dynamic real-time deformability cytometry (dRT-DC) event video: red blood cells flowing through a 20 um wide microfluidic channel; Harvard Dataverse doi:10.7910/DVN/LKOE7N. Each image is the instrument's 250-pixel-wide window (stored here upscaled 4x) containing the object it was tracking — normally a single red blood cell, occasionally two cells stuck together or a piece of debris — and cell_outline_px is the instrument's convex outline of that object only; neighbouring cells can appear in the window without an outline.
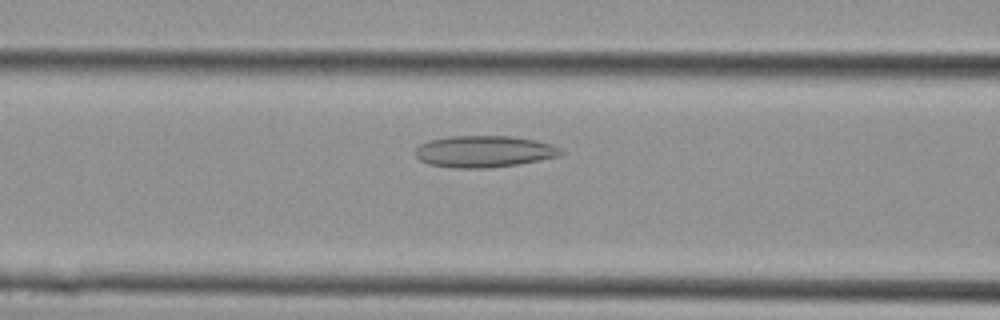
{"species": "Egyptian fruit bat (a non-hibernating species)", "species_latin": "Rousettus aegyptiacus", "temperature_condition": "cold", "stored_images_in_passage": 29, "camera_frame_rate_fps": 3000, "um_per_image_px": 0.085, "animal": {"sex": "female"}, "frame": {"image": 1, "passage_image": 12, "time_ms": 3.667, "image_size_px": [1000, 320], "cell_outline_px": [[564, 152], [560, 156], [540, 160], [492, 168], [452, 168], [428, 164], [420, 160], [412, 152], [420, 144], [428, 140], [452, 136], [508, 136], [536, 140], [552, 144], [560, 148]], "centroid_in_image_um": [41.12, 12.88], "position_along_channel_um": 125.5, "area_um2": 27.05}}
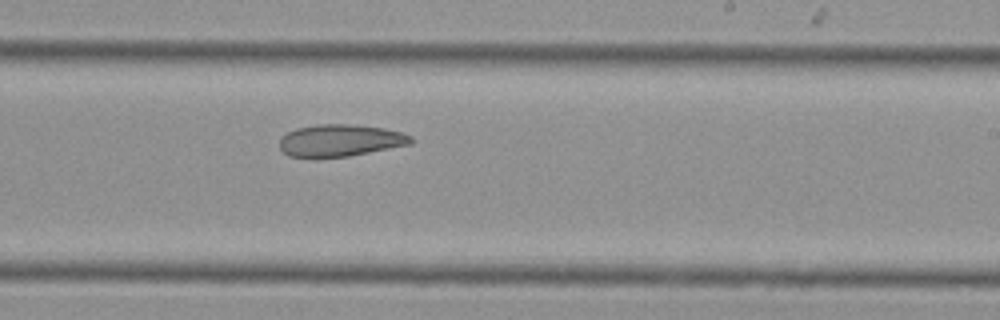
{"frame": {"image": 2, "passage_image": 18, "time_ms": 5.667, "image_size_px": [1000, 320], "cell_outline_px": [[416, 140], [412, 144], [348, 156], [288, 156], [280, 148], [280, 136], [296, 128], [316, 124], [348, 124], [384, 128], [400, 132], [412, 136]], "centroid_in_image_um": [28.95, 11.92], "position_along_channel_um": 260.1, "area_um2": 24.33}}
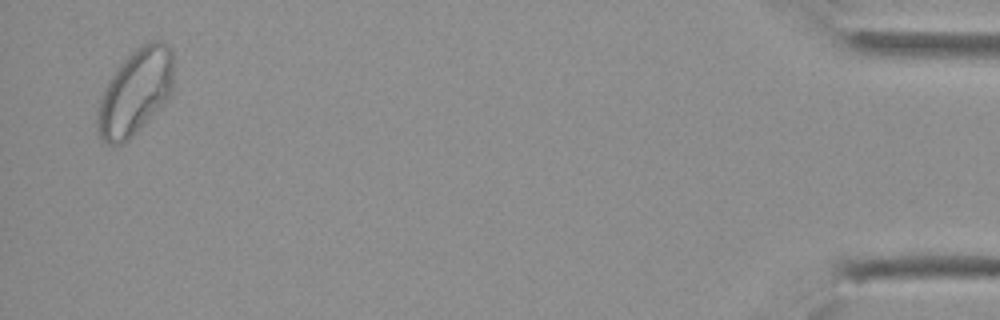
{"frame": {"image": 3, "passage_image": 29, "time_ms": 9.333, "image_size_px": [1000, 320], "cell_outline_px": [[172, 92], [168, 100], [128, 140], [120, 144], [108, 144], [100, 140], [96, 128], [96, 112], [100, 96], [108, 80], [116, 68], [136, 48], [148, 40], [164, 40], [172, 48]], "centroid_in_image_um": [11.48, 7.82], "position_along_channel_um": 423.7, "area_um2": 38.49}}